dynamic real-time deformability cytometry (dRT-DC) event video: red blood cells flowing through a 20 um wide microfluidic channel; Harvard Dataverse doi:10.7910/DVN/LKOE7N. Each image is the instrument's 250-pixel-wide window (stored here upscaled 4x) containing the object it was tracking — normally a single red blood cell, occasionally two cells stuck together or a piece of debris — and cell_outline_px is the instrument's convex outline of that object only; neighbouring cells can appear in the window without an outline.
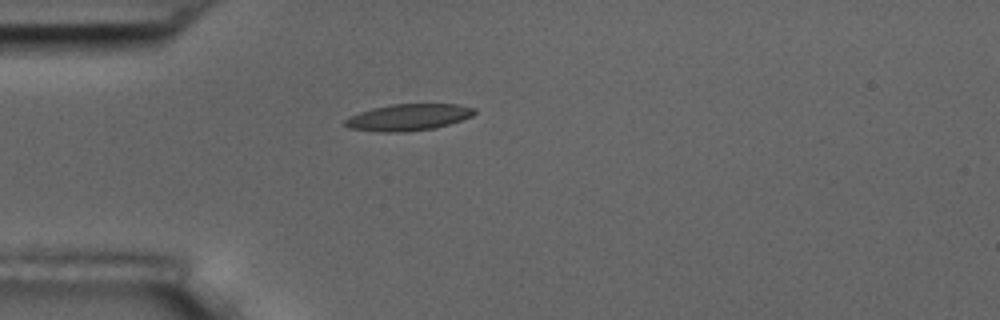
{"species": "common noctule bat (a hibernating species)", "species_latin": "Nyctalus noctula", "temperature_condition": "room temperature", "stored_images_in_passage": 1, "camera_frame_rate_fps": 3000, "um_per_image_px": 0.085, "animal": {"sex": "male", "body_mass_g": 17.5, "forearm_length_mm": 52.3}, "frame": {"image": 1, "passage_image": 1, "time_ms": 0.0, "image_size_px": [1000, 320], "cell_outline_px": [[476, 112], [472, 116], [436, 128], [404, 132], [380, 132], [348, 128], [344, 124], [344, 120], [360, 112], [372, 108], [392, 104], [456, 104], [476, 108]], "centroid_in_image_um": [34.71, 9.97], "position_along_channel_um": 50.3, "area_um2": 20.0}}